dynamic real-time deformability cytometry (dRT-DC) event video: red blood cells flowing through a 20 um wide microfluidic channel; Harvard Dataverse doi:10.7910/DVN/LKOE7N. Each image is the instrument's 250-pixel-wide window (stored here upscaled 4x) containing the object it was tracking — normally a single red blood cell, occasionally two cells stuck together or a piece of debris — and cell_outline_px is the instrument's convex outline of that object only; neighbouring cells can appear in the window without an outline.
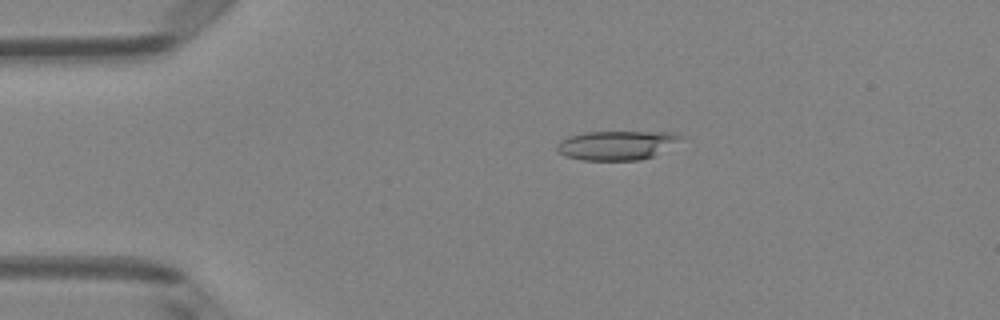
{"species": "Egyptian fruit bat (a non-hibernating species)", "species_latin": "Rousettus aegyptiacus", "temperature_condition": "room temperature", "stored_images_in_passage": 4, "camera_frame_rate_fps": 3000, "um_per_image_px": 0.085, "animal": {"sex": "female"}, "frame": {"image": 1, "passage_image": 3, "time_ms": 0.667, "image_size_px": [1000, 320], "cell_outline_px": [[684, 136], [652, 156], [640, 160], [580, 160], [564, 156], [556, 148], [556, 144], [560, 140], [568, 136], [584, 132], [676, 132]], "centroid_in_image_um": [52.33, 12.34], "position_along_channel_um": 32.7, "area_um2": 20.81}}